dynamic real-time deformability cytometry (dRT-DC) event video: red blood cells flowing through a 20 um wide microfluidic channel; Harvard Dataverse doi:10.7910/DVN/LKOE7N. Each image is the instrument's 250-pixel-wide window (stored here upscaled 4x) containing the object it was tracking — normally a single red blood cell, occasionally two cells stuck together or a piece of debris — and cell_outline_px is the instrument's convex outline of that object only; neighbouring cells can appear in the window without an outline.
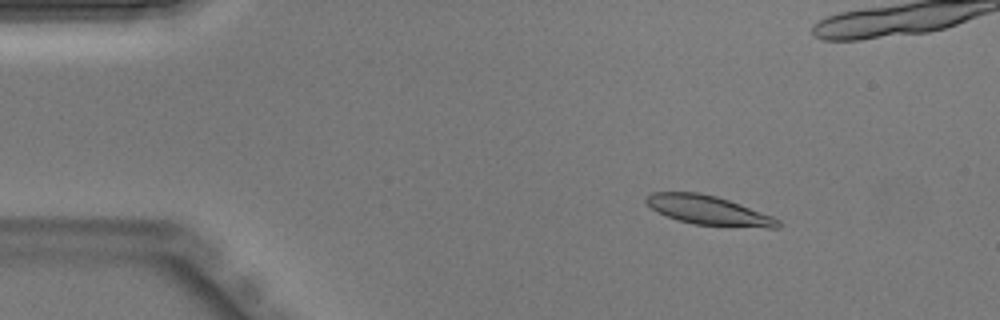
{"species": "Egyptian fruit bat (a non-hibernating species)", "species_latin": "Rousettus aegyptiacus", "temperature_condition": "warm", "stored_images_in_passage": 45, "camera_frame_rate_fps": 3000, "um_per_image_px": 0.085, "animal": {"sex": "male"}, "frame": {"image": 1, "passage_image": 7, "time_ms": 2.0, "image_size_px": [1000, 320], "cell_outline_px": [[780, 228], [768, 228], [692, 224], [676, 220], [652, 208], [644, 200], [652, 192], [696, 192], [716, 196], [740, 204], [772, 216], [780, 220]], "centroid_in_image_um": [60.24, 17.88], "position_along_channel_um": 24.8, "area_um2": 22.2}}
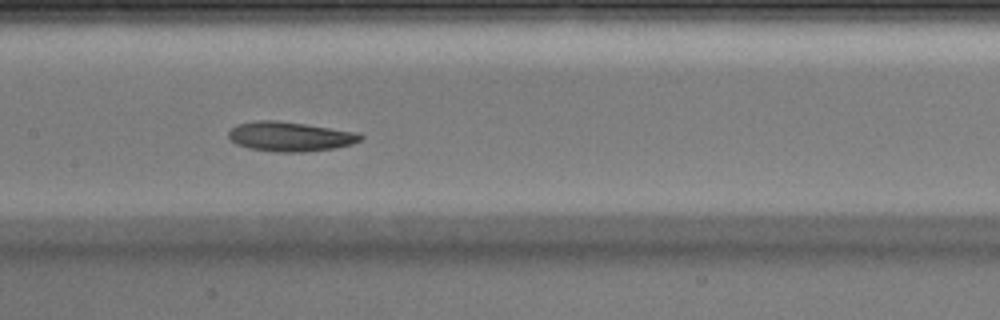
{"frame": {"image": 2, "passage_image": 22, "time_ms": 7.0, "image_size_px": [1000, 320], "cell_outline_px": [[364, 136], [360, 140], [352, 144], [332, 148], [304, 152], [276, 152], [248, 148], [236, 144], [228, 136], [228, 132], [236, 124], [260, 120], [276, 120], [304, 124], [356, 132]], "centroid_in_image_um": [24.62, 11.61], "position_along_channel_um": 182.8, "area_um2": 22.54}}
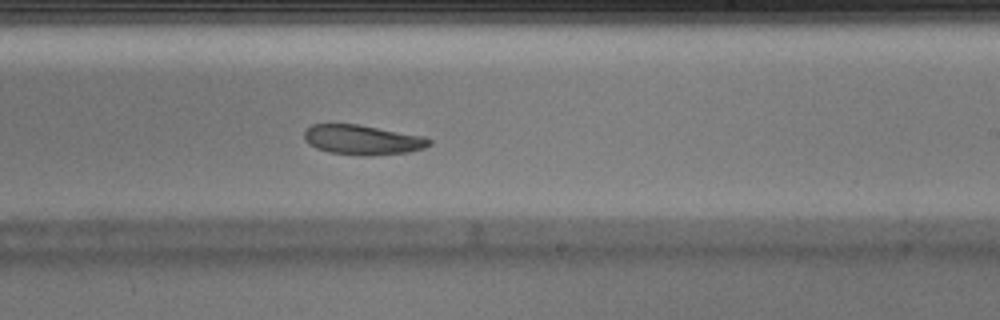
{"frame": {"image": 3, "passage_image": 27, "time_ms": 8.667, "image_size_px": [1000, 320], "cell_outline_px": [[432, 144], [424, 148], [408, 152], [368, 156], [360, 156], [328, 152], [316, 148], [308, 144], [304, 140], [304, 132], [312, 124], [356, 124], [424, 136], [432, 140]], "centroid_in_image_um": [30.81, 11.89], "position_along_channel_um": 258.2, "area_um2": 21.79}}